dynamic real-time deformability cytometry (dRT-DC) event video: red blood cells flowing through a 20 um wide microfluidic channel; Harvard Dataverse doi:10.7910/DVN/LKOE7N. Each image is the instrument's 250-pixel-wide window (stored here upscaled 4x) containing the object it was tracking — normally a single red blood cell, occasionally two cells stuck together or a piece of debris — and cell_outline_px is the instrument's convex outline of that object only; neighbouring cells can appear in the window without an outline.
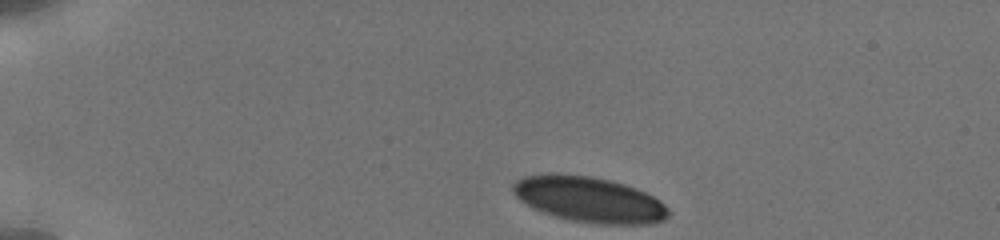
{"species": "human", "species_latin": "Homo sapiens", "temperature_condition": "cold", "stored_images_in_passage": 57, "camera_frame_rate_fps": 3000, "um_per_image_px": 0.085, "donor": {"sex": "male"}, "frame": {"image": 1, "passage_image": 1, "time_ms": 0.0, "image_size_px": [1000, 240], "cell_outline_px": [[668, 216], [664, 220], [652, 224], [600, 224], [572, 220], [556, 216], [544, 212], [520, 200], [512, 192], [512, 184], [516, 180], [524, 176], [548, 172], [556, 172], [592, 176], [624, 184], [636, 188], [660, 200], [668, 208]], "centroid_in_image_um": [50.07, 16.93], "position_along_channel_um": 34.9, "area_um2": 41.33}}
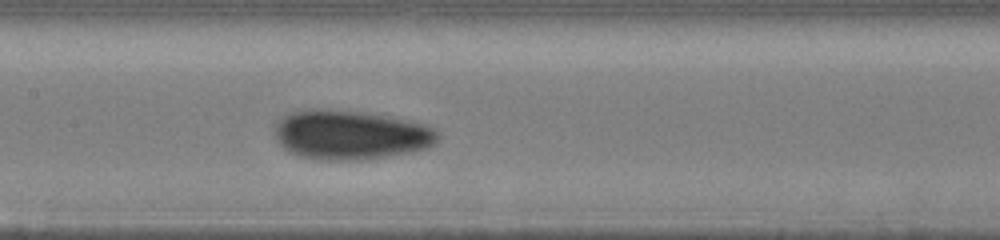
{"frame": {"image": 2, "passage_image": 25, "time_ms": 5.667, "image_size_px": [1000, 240], "cell_outline_px": [[440, 136], [436, 144], [428, 148], [412, 152], [360, 160], [312, 160], [296, 156], [288, 152], [276, 140], [276, 124], [288, 112], [296, 108], [328, 108], [364, 112], [388, 116], [408, 120], [424, 124], [432, 128]], "centroid_in_image_um": [29.75, 11.45], "position_along_channel_um": 177.6, "area_um2": 47.74}}
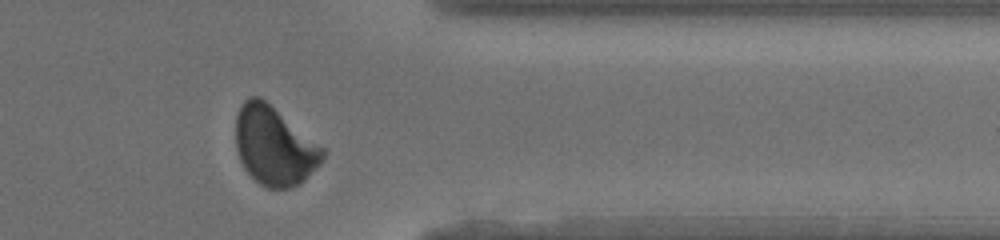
{"frame": {"image": 3, "passage_image": 49, "time_ms": 11.333, "image_size_px": [1000, 240], "cell_outline_px": [[324, 156], [320, 164], [300, 184], [288, 188], [268, 188], [260, 184], [244, 168], [240, 160], [236, 148], [236, 116], [240, 104], [248, 96], [260, 96], [324, 148]], "centroid_in_image_um": [23.29, 12.39], "position_along_channel_um": 388.1, "area_um2": 39.65}, "authors_computed_cell_mechanics": {"area_um2": 43.9858, "velocity_mm_per_s": 3.8212, "shape_relaxation_time_tau1_ms": 3.0467, "shape_relaxation_time_tau2_ms": 1.2492, "deformation_change_tau1": 0.0878, "deformation_change_tau2": 0.0505}}